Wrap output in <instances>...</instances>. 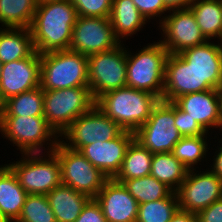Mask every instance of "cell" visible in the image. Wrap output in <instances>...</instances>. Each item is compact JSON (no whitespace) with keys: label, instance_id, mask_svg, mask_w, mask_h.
<instances>
[{"label":"cell","instance_id":"f6af8a7d","mask_svg":"<svg viewBox=\"0 0 222 222\" xmlns=\"http://www.w3.org/2000/svg\"><path fill=\"white\" fill-rule=\"evenodd\" d=\"M3 105H4V103H3V101H2V99H1V97H0V112H1L2 109H3Z\"/></svg>","mask_w":222,"mask_h":222},{"label":"cell","instance_id":"d4e9b609","mask_svg":"<svg viewBox=\"0 0 222 222\" xmlns=\"http://www.w3.org/2000/svg\"><path fill=\"white\" fill-rule=\"evenodd\" d=\"M207 40L222 42V7L219 0H193L188 7Z\"/></svg>","mask_w":222,"mask_h":222},{"label":"cell","instance_id":"277c9868","mask_svg":"<svg viewBox=\"0 0 222 222\" xmlns=\"http://www.w3.org/2000/svg\"><path fill=\"white\" fill-rule=\"evenodd\" d=\"M40 60V87L43 91L89 87L88 56L61 50L40 54Z\"/></svg>","mask_w":222,"mask_h":222},{"label":"cell","instance_id":"ab89813d","mask_svg":"<svg viewBox=\"0 0 222 222\" xmlns=\"http://www.w3.org/2000/svg\"><path fill=\"white\" fill-rule=\"evenodd\" d=\"M169 222H199L196 214L178 209Z\"/></svg>","mask_w":222,"mask_h":222},{"label":"cell","instance_id":"52a82bcc","mask_svg":"<svg viewBox=\"0 0 222 222\" xmlns=\"http://www.w3.org/2000/svg\"><path fill=\"white\" fill-rule=\"evenodd\" d=\"M43 93L44 118L59 136L75 119L96 105L89 87L46 90Z\"/></svg>","mask_w":222,"mask_h":222},{"label":"cell","instance_id":"484cf974","mask_svg":"<svg viewBox=\"0 0 222 222\" xmlns=\"http://www.w3.org/2000/svg\"><path fill=\"white\" fill-rule=\"evenodd\" d=\"M44 117V93L41 87L6 100L0 117Z\"/></svg>","mask_w":222,"mask_h":222},{"label":"cell","instance_id":"44dd1931","mask_svg":"<svg viewBox=\"0 0 222 222\" xmlns=\"http://www.w3.org/2000/svg\"><path fill=\"white\" fill-rule=\"evenodd\" d=\"M57 222H74L91 199L66 185H59L46 195Z\"/></svg>","mask_w":222,"mask_h":222},{"label":"cell","instance_id":"4316f807","mask_svg":"<svg viewBox=\"0 0 222 222\" xmlns=\"http://www.w3.org/2000/svg\"><path fill=\"white\" fill-rule=\"evenodd\" d=\"M188 171L189 169L171 152L154 153L152 156L150 175L165 183L173 191L179 188Z\"/></svg>","mask_w":222,"mask_h":222},{"label":"cell","instance_id":"83f0119b","mask_svg":"<svg viewBox=\"0 0 222 222\" xmlns=\"http://www.w3.org/2000/svg\"><path fill=\"white\" fill-rule=\"evenodd\" d=\"M152 156L153 153L134 139L127 148L120 171L113 179L129 180L149 176Z\"/></svg>","mask_w":222,"mask_h":222},{"label":"cell","instance_id":"2e32d148","mask_svg":"<svg viewBox=\"0 0 222 222\" xmlns=\"http://www.w3.org/2000/svg\"><path fill=\"white\" fill-rule=\"evenodd\" d=\"M40 54L35 51L30 57L2 65L0 97L3 103L9 98L40 87Z\"/></svg>","mask_w":222,"mask_h":222},{"label":"cell","instance_id":"8d00e7d4","mask_svg":"<svg viewBox=\"0 0 222 222\" xmlns=\"http://www.w3.org/2000/svg\"><path fill=\"white\" fill-rule=\"evenodd\" d=\"M74 222H107L100 205L91 198L83 207L79 217Z\"/></svg>","mask_w":222,"mask_h":222},{"label":"cell","instance_id":"4fadbf2b","mask_svg":"<svg viewBox=\"0 0 222 222\" xmlns=\"http://www.w3.org/2000/svg\"><path fill=\"white\" fill-rule=\"evenodd\" d=\"M158 27L162 30V36L164 35L159 41L169 54H179L207 41L189 8L171 10Z\"/></svg>","mask_w":222,"mask_h":222},{"label":"cell","instance_id":"7402d4cb","mask_svg":"<svg viewBox=\"0 0 222 222\" xmlns=\"http://www.w3.org/2000/svg\"><path fill=\"white\" fill-rule=\"evenodd\" d=\"M27 195L13 171L6 164L0 165V213L10 222H15Z\"/></svg>","mask_w":222,"mask_h":222},{"label":"cell","instance_id":"60d3db41","mask_svg":"<svg viewBox=\"0 0 222 222\" xmlns=\"http://www.w3.org/2000/svg\"><path fill=\"white\" fill-rule=\"evenodd\" d=\"M166 8L171 10L187 9L193 0H163Z\"/></svg>","mask_w":222,"mask_h":222},{"label":"cell","instance_id":"f546056e","mask_svg":"<svg viewBox=\"0 0 222 222\" xmlns=\"http://www.w3.org/2000/svg\"><path fill=\"white\" fill-rule=\"evenodd\" d=\"M115 181L122 183L138 204L166 198L173 192L165 183L158 181L151 175L136 179Z\"/></svg>","mask_w":222,"mask_h":222},{"label":"cell","instance_id":"f35d334b","mask_svg":"<svg viewBox=\"0 0 222 222\" xmlns=\"http://www.w3.org/2000/svg\"><path fill=\"white\" fill-rule=\"evenodd\" d=\"M218 143L221 145L217 146L218 150L215 149L214 158H212L213 164H210L211 168L209 169L222 180V143L220 141H218Z\"/></svg>","mask_w":222,"mask_h":222},{"label":"cell","instance_id":"7bdbcfd3","mask_svg":"<svg viewBox=\"0 0 222 222\" xmlns=\"http://www.w3.org/2000/svg\"><path fill=\"white\" fill-rule=\"evenodd\" d=\"M55 1H63V0H36L37 5H41V4L47 3V2H55Z\"/></svg>","mask_w":222,"mask_h":222},{"label":"cell","instance_id":"ffe728a7","mask_svg":"<svg viewBox=\"0 0 222 222\" xmlns=\"http://www.w3.org/2000/svg\"><path fill=\"white\" fill-rule=\"evenodd\" d=\"M198 92V75L179 54H169L165 63L162 101L174 102L188 93Z\"/></svg>","mask_w":222,"mask_h":222},{"label":"cell","instance_id":"9a60e30c","mask_svg":"<svg viewBox=\"0 0 222 222\" xmlns=\"http://www.w3.org/2000/svg\"><path fill=\"white\" fill-rule=\"evenodd\" d=\"M179 55L198 75V92L219 89L222 85V42L207 40Z\"/></svg>","mask_w":222,"mask_h":222},{"label":"cell","instance_id":"74e56055","mask_svg":"<svg viewBox=\"0 0 222 222\" xmlns=\"http://www.w3.org/2000/svg\"><path fill=\"white\" fill-rule=\"evenodd\" d=\"M196 215L199 222H222V199L213 202Z\"/></svg>","mask_w":222,"mask_h":222},{"label":"cell","instance_id":"d590c367","mask_svg":"<svg viewBox=\"0 0 222 222\" xmlns=\"http://www.w3.org/2000/svg\"><path fill=\"white\" fill-rule=\"evenodd\" d=\"M140 14L147 20L158 17L159 24L170 11L166 8L163 0H132ZM164 14V16H163ZM162 17V18H161Z\"/></svg>","mask_w":222,"mask_h":222},{"label":"cell","instance_id":"d6a6232c","mask_svg":"<svg viewBox=\"0 0 222 222\" xmlns=\"http://www.w3.org/2000/svg\"><path fill=\"white\" fill-rule=\"evenodd\" d=\"M15 222H57L46 195L28 194Z\"/></svg>","mask_w":222,"mask_h":222},{"label":"cell","instance_id":"cb8c5ba5","mask_svg":"<svg viewBox=\"0 0 222 222\" xmlns=\"http://www.w3.org/2000/svg\"><path fill=\"white\" fill-rule=\"evenodd\" d=\"M34 52L30 28H0L2 64L30 57Z\"/></svg>","mask_w":222,"mask_h":222},{"label":"cell","instance_id":"30bf717a","mask_svg":"<svg viewBox=\"0 0 222 222\" xmlns=\"http://www.w3.org/2000/svg\"><path fill=\"white\" fill-rule=\"evenodd\" d=\"M134 134L135 140L153 154L172 152L182 138L175 127L174 102L160 100Z\"/></svg>","mask_w":222,"mask_h":222},{"label":"cell","instance_id":"8992f818","mask_svg":"<svg viewBox=\"0 0 222 222\" xmlns=\"http://www.w3.org/2000/svg\"><path fill=\"white\" fill-rule=\"evenodd\" d=\"M21 157L6 165L27 194L47 195L62 184L60 162L53 152L22 153Z\"/></svg>","mask_w":222,"mask_h":222},{"label":"cell","instance_id":"7c38bea8","mask_svg":"<svg viewBox=\"0 0 222 222\" xmlns=\"http://www.w3.org/2000/svg\"><path fill=\"white\" fill-rule=\"evenodd\" d=\"M196 168L199 167L188 171L185 180L175 191L179 209L194 214L222 199V180L209 167L200 172Z\"/></svg>","mask_w":222,"mask_h":222},{"label":"cell","instance_id":"e0dca14e","mask_svg":"<svg viewBox=\"0 0 222 222\" xmlns=\"http://www.w3.org/2000/svg\"><path fill=\"white\" fill-rule=\"evenodd\" d=\"M135 134L124 130L118 137L82 147L79 152L109 179H113L120 171L123 159Z\"/></svg>","mask_w":222,"mask_h":222},{"label":"cell","instance_id":"4dcf8cb0","mask_svg":"<svg viewBox=\"0 0 222 222\" xmlns=\"http://www.w3.org/2000/svg\"><path fill=\"white\" fill-rule=\"evenodd\" d=\"M207 138V135L182 137L171 153L189 170H193L198 163L202 165L200 162L207 157L210 149Z\"/></svg>","mask_w":222,"mask_h":222},{"label":"cell","instance_id":"e575fe53","mask_svg":"<svg viewBox=\"0 0 222 222\" xmlns=\"http://www.w3.org/2000/svg\"><path fill=\"white\" fill-rule=\"evenodd\" d=\"M174 119L175 127L182 137L209 135L195 120H193L188 113L182 111L174 103Z\"/></svg>","mask_w":222,"mask_h":222},{"label":"cell","instance_id":"5b68a950","mask_svg":"<svg viewBox=\"0 0 222 222\" xmlns=\"http://www.w3.org/2000/svg\"><path fill=\"white\" fill-rule=\"evenodd\" d=\"M0 132L21 154L50 153L60 140L44 117H0Z\"/></svg>","mask_w":222,"mask_h":222},{"label":"cell","instance_id":"f1b7e54d","mask_svg":"<svg viewBox=\"0 0 222 222\" xmlns=\"http://www.w3.org/2000/svg\"><path fill=\"white\" fill-rule=\"evenodd\" d=\"M36 0H0V28H30Z\"/></svg>","mask_w":222,"mask_h":222},{"label":"cell","instance_id":"ba28073f","mask_svg":"<svg viewBox=\"0 0 222 222\" xmlns=\"http://www.w3.org/2000/svg\"><path fill=\"white\" fill-rule=\"evenodd\" d=\"M52 152L60 162L62 185L95 198L109 179L79 151L67 148L60 141Z\"/></svg>","mask_w":222,"mask_h":222},{"label":"cell","instance_id":"9c48e42d","mask_svg":"<svg viewBox=\"0 0 222 222\" xmlns=\"http://www.w3.org/2000/svg\"><path fill=\"white\" fill-rule=\"evenodd\" d=\"M126 78L124 43L111 50L88 56V82L95 100L106 92L125 87Z\"/></svg>","mask_w":222,"mask_h":222},{"label":"cell","instance_id":"d6986e66","mask_svg":"<svg viewBox=\"0 0 222 222\" xmlns=\"http://www.w3.org/2000/svg\"><path fill=\"white\" fill-rule=\"evenodd\" d=\"M174 103L188 113L207 133L222 127L220 98L217 89L188 93L177 98ZM212 128V129H211Z\"/></svg>","mask_w":222,"mask_h":222},{"label":"cell","instance_id":"603a6c76","mask_svg":"<svg viewBox=\"0 0 222 222\" xmlns=\"http://www.w3.org/2000/svg\"><path fill=\"white\" fill-rule=\"evenodd\" d=\"M109 19L115 37L122 43L147 24L132 0H113Z\"/></svg>","mask_w":222,"mask_h":222},{"label":"cell","instance_id":"7a4b0ae2","mask_svg":"<svg viewBox=\"0 0 222 222\" xmlns=\"http://www.w3.org/2000/svg\"><path fill=\"white\" fill-rule=\"evenodd\" d=\"M160 99L128 86L111 90L96 100V106L123 130L135 132L151 115Z\"/></svg>","mask_w":222,"mask_h":222},{"label":"cell","instance_id":"ee69618b","mask_svg":"<svg viewBox=\"0 0 222 222\" xmlns=\"http://www.w3.org/2000/svg\"><path fill=\"white\" fill-rule=\"evenodd\" d=\"M0 222H10L0 213Z\"/></svg>","mask_w":222,"mask_h":222},{"label":"cell","instance_id":"1f68e13d","mask_svg":"<svg viewBox=\"0 0 222 222\" xmlns=\"http://www.w3.org/2000/svg\"><path fill=\"white\" fill-rule=\"evenodd\" d=\"M178 209L177 195L173 191L166 198L139 204L136 222H169Z\"/></svg>","mask_w":222,"mask_h":222},{"label":"cell","instance_id":"3957f363","mask_svg":"<svg viewBox=\"0 0 222 222\" xmlns=\"http://www.w3.org/2000/svg\"><path fill=\"white\" fill-rule=\"evenodd\" d=\"M128 49L126 48V86L147 91L161 100L168 51L160 41L148 43L135 54Z\"/></svg>","mask_w":222,"mask_h":222},{"label":"cell","instance_id":"5bb4252c","mask_svg":"<svg viewBox=\"0 0 222 222\" xmlns=\"http://www.w3.org/2000/svg\"><path fill=\"white\" fill-rule=\"evenodd\" d=\"M120 43L109 18L78 16L69 50L89 56L111 50Z\"/></svg>","mask_w":222,"mask_h":222},{"label":"cell","instance_id":"8fae6325","mask_svg":"<svg viewBox=\"0 0 222 222\" xmlns=\"http://www.w3.org/2000/svg\"><path fill=\"white\" fill-rule=\"evenodd\" d=\"M123 131L116 122L95 105L91 110L75 119L59 136V141L67 148L79 151L82 147L97 141L103 143L112 140Z\"/></svg>","mask_w":222,"mask_h":222},{"label":"cell","instance_id":"7dc6e473","mask_svg":"<svg viewBox=\"0 0 222 222\" xmlns=\"http://www.w3.org/2000/svg\"><path fill=\"white\" fill-rule=\"evenodd\" d=\"M220 129H222V127L220 128ZM221 132H222V130H220ZM220 135H222V134H220ZM220 140V142L222 143V138L221 139H219Z\"/></svg>","mask_w":222,"mask_h":222},{"label":"cell","instance_id":"bcb514c9","mask_svg":"<svg viewBox=\"0 0 222 222\" xmlns=\"http://www.w3.org/2000/svg\"><path fill=\"white\" fill-rule=\"evenodd\" d=\"M2 62L0 61V78H1V74H2Z\"/></svg>","mask_w":222,"mask_h":222},{"label":"cell","instance_id":"6da1fadb","mask_svg":"<svg viewBox=\"0 0 222 222\" xmlns=\"http://www.w3.org/2000/svg\"><path fill=\"white\" fill-rule=\"evenodd\" d=\"M77 17L70 0L38 5L30 27L35 51L45 54L69 50Z\"/></svg>","mask_w":222,"mask_h":222},{"label":"cell","instance_id":"b9f144b4","mask_svg":"<svg viewBox=\"0 0 222 222\" xmlns=\"http://www.w3.org/2000/svg\"><path fill=\"white\" fill-rule=\"evenodd\" d=\"M218 91H219V98H220V111L222 114V85L219 87Z\"/></svg>","mask_w":222,"mask_h":222},{"label":"cell","instance_id":"ac0fdd59","mask_svg":"<svg viewBox=\"0 0 222 222\" xmlns=\"http://www.w3.org/2000/svg\"><path fill=\"white\" fill-rule=\"evenodd\" d=\"M94 199L107 222H136L139 204L122 183L108 179Z\"/></svg>","mask_w":222,"mask_h":222},{"label":"cell","instance_id":"836d02e7","mask_svg":"<svg viewBox=\"0 0 222 222\" xmlns=\"http://www.w3.org/2000/svg\"><path fill=\"white\" fill-rule=\"evenodd\" d=\"M81 17L109 18L113 0H70Z\"/></svg>","mask_w":222,"mask_h":222}]
</instances>
